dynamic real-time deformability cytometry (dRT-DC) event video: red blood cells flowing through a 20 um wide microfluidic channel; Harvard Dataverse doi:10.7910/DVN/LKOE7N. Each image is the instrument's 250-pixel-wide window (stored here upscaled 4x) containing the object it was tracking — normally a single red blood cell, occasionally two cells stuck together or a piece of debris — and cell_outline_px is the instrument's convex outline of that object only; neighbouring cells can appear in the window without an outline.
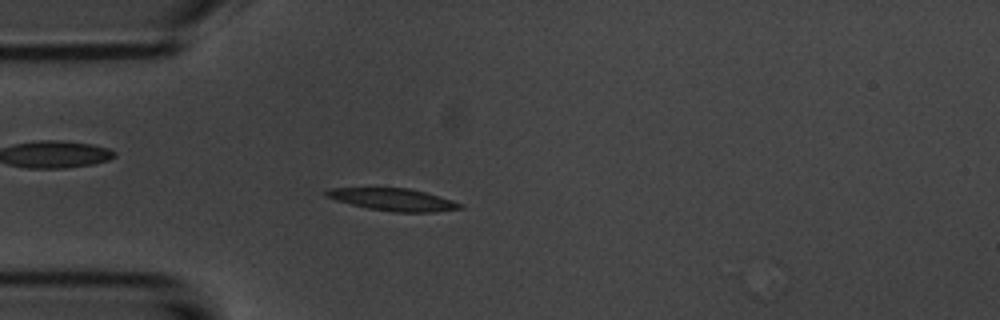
{"species": "common noctule bat (a hibernating species)", "species_latin": "Nyctalus noctula", "temperature_condition": "room temperature", "stored_images_in_passage": 50, "camera_frame_rate_fps": 3000, "um_per_image_px": 0.085, "animal": {"sex": "male", "body_mass_g": 20.1, "forearm_length_mm": 53.5}, "frame": {"image": 1, "passage_image": 14, "time_ms": 4.333, "image_size_px": [1000, 320], "cell_outline_px": [[464, 208], [436, 212], [392, 212], [368, 208], [336, 200], [324, 196], [324, 192], [328, 188], [408, 188], [424, 192], [452, 200], [464, 204]], "centroid_in_image_um": [33.43, 16.97], "position_along_channel_um": 51.6, "area_um2": 17.34}}
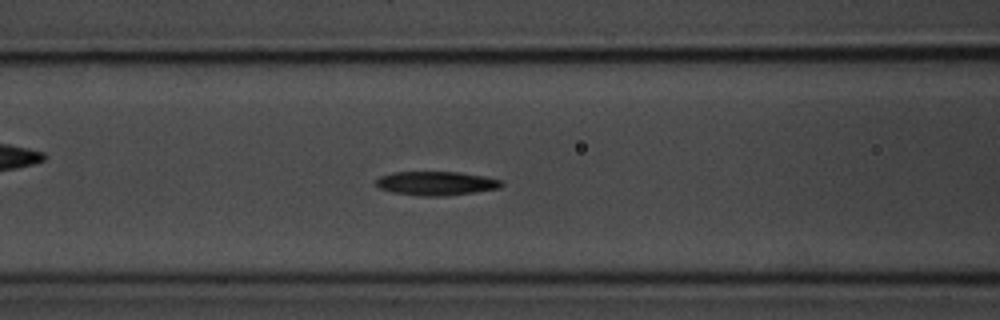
{"frame": {"image": 2, "passage_image": 21, "time_ms": 6.667, "image_size_px": [1000, 320], "cell_outline_px": [[504, 184], [500, 188], [476, 192], [444, 196], [420, 196], [392, 192], [380, 188], [376, 184], [376, 180], [380, 176], [392, 172], [460, 172], [484, 176], [504, 180]], "centroid_in_image_um": [37.12, 15.58], "position_along_channel_um": 129.5, "area_um2": 17.63}}
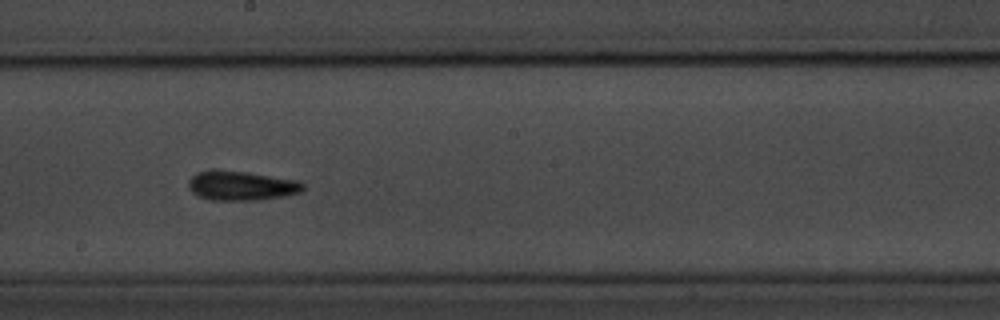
{"frame": {"image": 3, "passage_image": 29, "time_ms": 9.333, "image_size_px": [1000, 320], "cell_outline_px": [[304, 188], [300, 192], [284, 196], [260, 200], [212, 200], [200, 196], [192, 192], [188, 184], [188, 180], [196, 172], [248, 172], [296, 180], [304, 184]], "centroid_in_image_um": [20.55, 15.81], "position_along_channel_um": 227.6, "area_um2": 19.07}}